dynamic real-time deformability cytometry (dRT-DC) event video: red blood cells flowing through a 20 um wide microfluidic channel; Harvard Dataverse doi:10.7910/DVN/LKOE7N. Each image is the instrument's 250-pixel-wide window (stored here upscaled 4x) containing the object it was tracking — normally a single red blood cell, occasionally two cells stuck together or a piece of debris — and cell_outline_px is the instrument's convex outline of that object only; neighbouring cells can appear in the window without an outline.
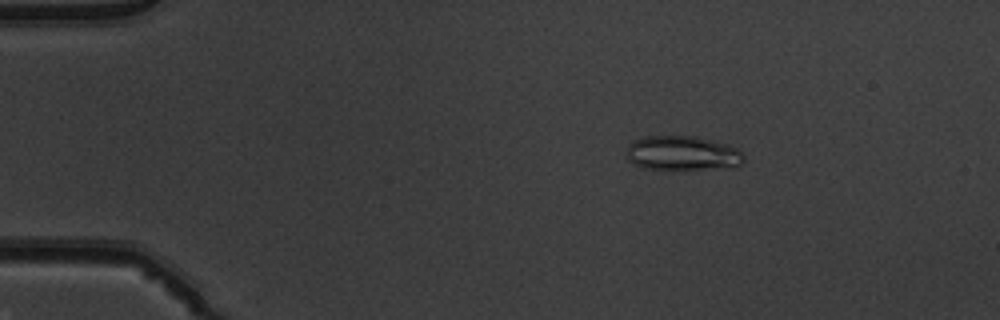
{"species": "common noctule bat (a hibernating species)", "species_latin": "Nyctalus noctula", "temperature_condition": "warm", "stored_images_in_passage": 47, "camera_frame_rate_fps": 3000, "um_per_image_px": 0.085, "animal": {"sex": "male", "body_mass_g": 19.5, "forearm_length_mm": 54.6}, "frame": {"image": 1, "passage_image": 4, "time_ms": 1.0, "image_size_px": [1000, 320], "cell_outline_px": [[744, 160], [740, 164], [716, 168], [680, 172], [644, 168], [632, 164], [624, 156], [628, 144], [644, 136], [692, 136], [712, 140], [728, 144], [736, 148], [744, 156]], "centroid_in_image_um": [57.93, 13.06], "position_along_channel_um": 27.1, "area_um2": 24.28}}
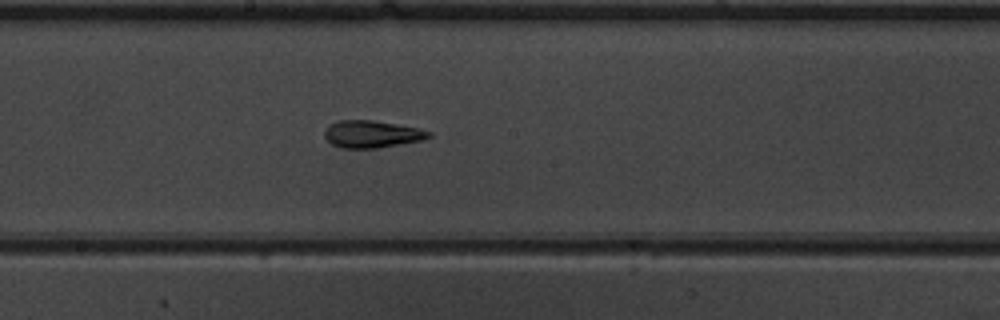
{"frame": {"image": 2, "passage_image": 24, "time_ms": 7.667, "image_size_px": [1000, 320], "cell_outline_px": [[432, 136], [420, 140], [376, 148], [340, 148], [332, 144], [324, 136], [324, 132], [328, 124], [336, 120], [372, 120], [396, 124], [416, 128], [432, 132]], "centroid_in_image_um": [31.54, 11.39], "position_along_channel_um": 216.7, "area_um2": 16.42}}
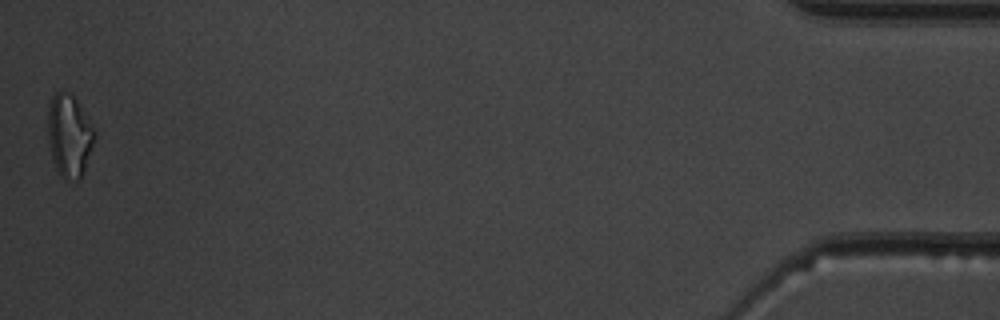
{"frame": {"image": 3, "passage_image": 47, "time_ms": 15.333, "image_size_px": [1000, 320], "cell_outline_px": [[96, 136], [84, 172], [80, 180], [76, 180], [60, 176], [52, 160], [48, 140], [48, 108], [52, 96], [56, 92], [68, 92], [76, 100], [84, 112], [96, 132]], "centroid_in_image_um": [5.89, 11.55], "position_along_channel_um": 429.3, "area_um2": 22.37}, "authors_computed_cell_mechanics": {"area_um2": 17.051, "velocity_mm_per_s": 3.9212, "shape_relaxation_time_tau1_ms": null, "shape_relaxation_time_tau2_ms": 2.7357, "deformation_change_tau1": null, "deformation_change_tau2": 0.0991}}